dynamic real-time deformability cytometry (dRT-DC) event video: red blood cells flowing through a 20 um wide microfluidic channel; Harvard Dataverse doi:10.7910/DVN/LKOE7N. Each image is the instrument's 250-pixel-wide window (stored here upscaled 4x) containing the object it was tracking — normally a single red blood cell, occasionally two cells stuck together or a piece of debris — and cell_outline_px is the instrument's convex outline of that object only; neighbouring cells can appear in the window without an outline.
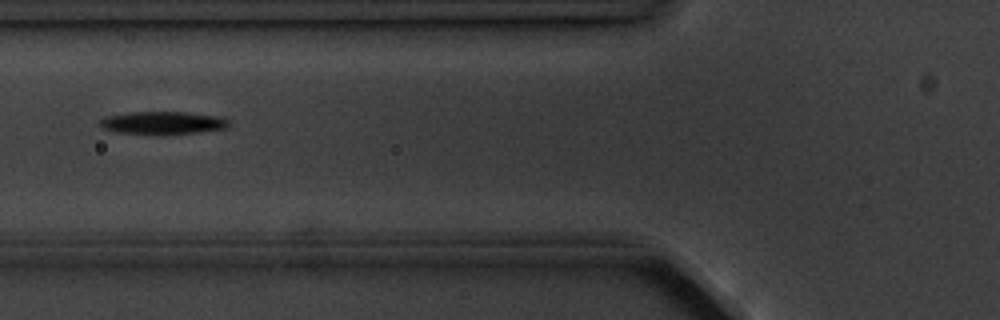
{"species": "common noctule bat (a hibernating species)", "species_latin": "Nyctalus noctula", "temperature_condition": "cold", "stored_images_in_passage": 7, "camera_frame_rate_fps": 3000, "um_per_image_px": 0.085, "animal": {"sex": "male", "body_mass_g": 20.1, "forearm_length_mm": 53.5}, "frame": {"image": 1, "passage_image": 6, "time_ms": 5.667, "image_size_px": [1000, 320], "cell_outline_px": [[228, 128], [200, 132], [116, 132], [104, 128], [100, 124], [100, 120], [108, 116], [128, 112], [184, 112], [220, 116], [228, 120]], "centroid_in_image_um": [13.89, 10.4], "position_along_channel_um": 111.9, "area_um2": 16.24}}